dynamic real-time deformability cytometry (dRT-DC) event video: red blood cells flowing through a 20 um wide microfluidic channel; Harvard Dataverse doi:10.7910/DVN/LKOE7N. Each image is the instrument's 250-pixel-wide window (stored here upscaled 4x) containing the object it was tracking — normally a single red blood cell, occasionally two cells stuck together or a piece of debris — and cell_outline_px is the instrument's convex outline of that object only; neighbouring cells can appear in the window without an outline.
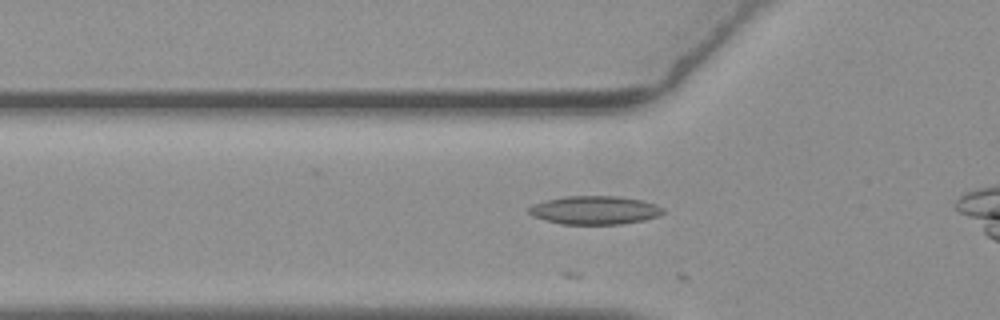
{"species": "common noctule bat (a hibernating species)", "species_latin": "Nyctalus noctula", "temperature_condition": "warm", "stored_images_in_passage": 31, "camera_frame_rate_fps": 3000, "um_per_image_px": 0.085, "animal": {"sex": "female", "body_mass_g": 19.3, "forearm_length_mm": 54.1}, "frame": {"image": 1, "passage_image": 5, "time_ms": 1.333, "image_size_px": [1000, 320], "cell_outline_px": [[664, 212], [656, 216], [644, 220], [620, 224], [564, 224], [532, 216], [528, 212], [528, 208], [536, 204], [548, 200], [568, 196], [620, 196], [640, 200], [656, 204], [664, 208]], "centroid_in_image_um": [50.59, 17.86], "position_along_channel_um": 75.2, "area_um2": 21.91}}